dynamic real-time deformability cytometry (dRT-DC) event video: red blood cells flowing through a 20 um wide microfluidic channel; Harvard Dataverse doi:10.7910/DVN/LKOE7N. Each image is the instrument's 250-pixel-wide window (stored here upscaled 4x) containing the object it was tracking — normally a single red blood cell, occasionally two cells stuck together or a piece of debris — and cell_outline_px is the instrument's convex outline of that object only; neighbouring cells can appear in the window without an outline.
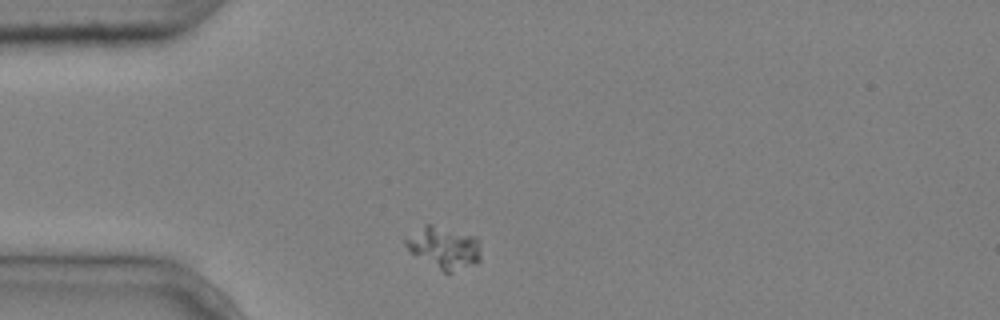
{"species": "common noctule bat (a hibernating species)", "species_latin": "Nyctalus noctula", "temperature_condition": "cold", "stored_images_in_passage": 5, "camera_frame_rate_fps": 3000, "um_per_image_px": 0.085, "animal": {"sex": "male", "body_mass_g": 20.4}, "frame": {"image": 1, "passage_image": 1, "time_ms": 0.0, "image_size_px": [1000, 320], "cell_outline_px": [[480, 260], [476, 264], [452, 272], [444, 272], [412, 252], [404, 244], [404, 236], [424, 224], [432, 224], [476, 236], [480, 240]], "centroid_in_image_um": [37.75, 21.01], "position_along_channel_um": 47.2, "area_um2": 18.5}}
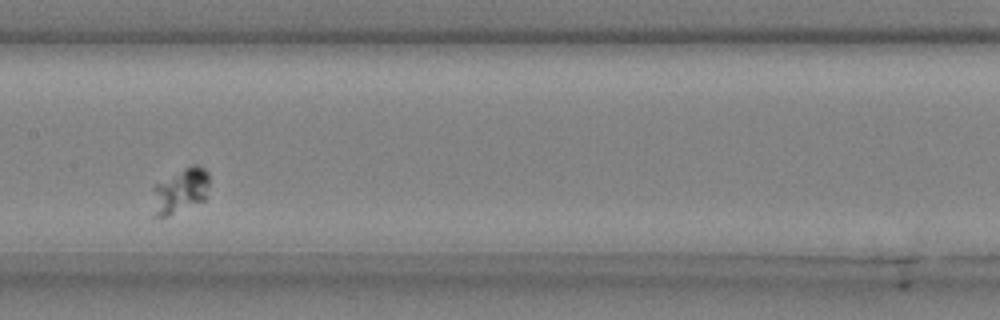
{"frame": {"image": 2, "passage_image": 5, "time_ms": 1.333, "image_size_px": [1000, 320], "cell_outline_px": [[208, 184], [204, 200], [168, 216], [152, 216], [152, 188], [156, 184], [184, 168], [192, 164], [196, 164], [204, 168], [208, 172]], "centroid_in_image_um": [15.29, 16.23], "position_along_channel_um": 192.1, "area_um2": 14.8}}